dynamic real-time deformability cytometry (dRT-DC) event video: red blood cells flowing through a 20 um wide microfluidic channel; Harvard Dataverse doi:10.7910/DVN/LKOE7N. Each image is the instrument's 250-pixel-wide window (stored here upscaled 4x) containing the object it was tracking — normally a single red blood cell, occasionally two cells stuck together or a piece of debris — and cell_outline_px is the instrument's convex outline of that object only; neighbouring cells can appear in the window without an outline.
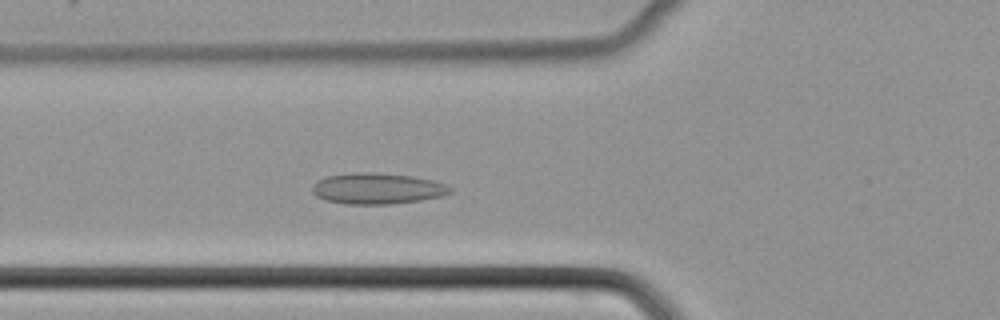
{"species": "common noctule bat (a hibernating species)", "species_latin": "Nyctalus noctula", "temperature_condition": "cold", "stored_images_in_passage": 47, "camera_frame_rate_fps": 3000, "um_per_image_px": 0.085, "animal": {"sex": "female", "body_mass_g": 22.7, "forearm_length_mm": 54.2}, "frame": {"image": 1, "passage_image": 15, "time_ms": 4.667, "image_size_px": [1000, 320], "cell_outline_px": [[452, 192], [440, 196], [420, 200], [392, 204], [344, 204], [328, 200], [316, 196], [312, 192], [312, 184], [316, 180], [328, 176], [352, 172], [368, 172], [412, 176], [432, 180], [444, 184], [452, 188]], "centroid_in_image_um": [32.03, 16.02], "position_along_channel_um": 93.8, "area_um2": 24.85}}
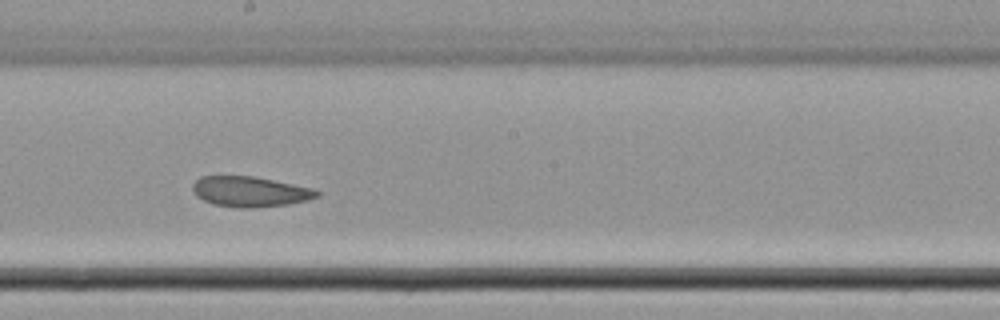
{"frame": {"image": 2, "passage_image": 25, "time_ms": 8.0, "image_size_px": [1000, 320], "cell_outline_px": [[320, 196], [308, 200], [288, 204], [252, 208], [240, 208], [212, 204], [196, 196], [192, 188], [192, 184], [200, 176], [252, 176], [312, 188], [320, 192]], "centroid_in_image_um": [21.24, 16.29], "position_along_channel_um": 227.0, "area_um2": 21.91}}
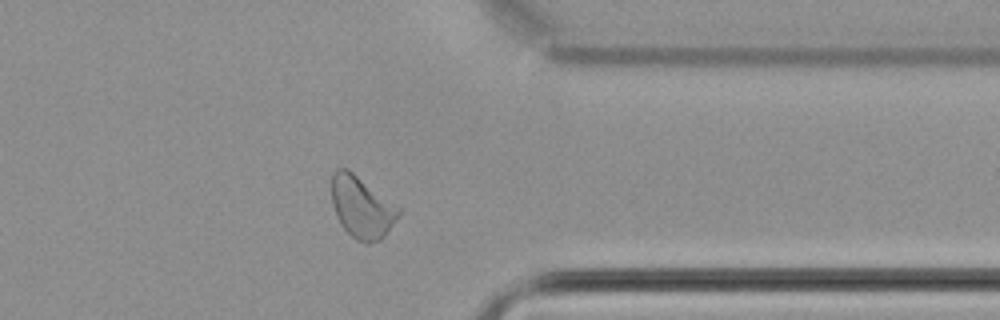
{"frame": {"image": 3, "passage_image": 37, "time_ms": 12.0, "image_size_px": [1000, 320], "cell_outline_px": [[400, 212], [384, 236], [380, 240], [368, 244], [356, 240], [340, 224], [336, 216], [332, 204], [332, 172], [336, 168], [348, 168], [400, 208]], "centroid_in_image_um": [30.71, 17.6], "position_along_channel_um": 380.7, "area_um2": 23.87}}